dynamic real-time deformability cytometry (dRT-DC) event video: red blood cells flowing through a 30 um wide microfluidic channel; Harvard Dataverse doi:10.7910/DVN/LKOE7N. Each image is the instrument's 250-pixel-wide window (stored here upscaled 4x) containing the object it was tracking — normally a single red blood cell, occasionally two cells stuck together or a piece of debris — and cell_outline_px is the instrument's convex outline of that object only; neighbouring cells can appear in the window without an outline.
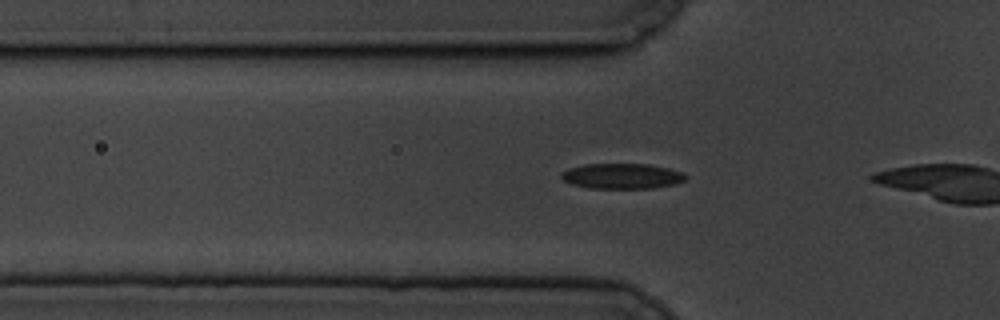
{"species": "common noctule bat (a hibernating species)", "species_latin": "Nyctalus noctula", "temperature_condition": "cold", "stored_images_in_passage": 11, "camera_frame_rate_fps": 3000, "um_per_image_px": 0.085, "animal": {"sex": "male", "body_mass_g": 19.5, "forearm_length_mm": 54.6}, "frame": {"image": 1, "passage_image": 4, "time_ms": 1.0, "image_size_px": [1000, 320], "cell_outline_px": [[688, 176], [684, 180], [676, 184], [652, 188], [588, 188], [572, 184], [564, 180], [560, 176], [560, 172], [568, 168], [584, 164], [648, 164], [668, 168], [684, 172]], "centroid_in_image_um": [52.87, 14.96], "position_along_channel_um": 72.9, "area_um2": 18.5}}
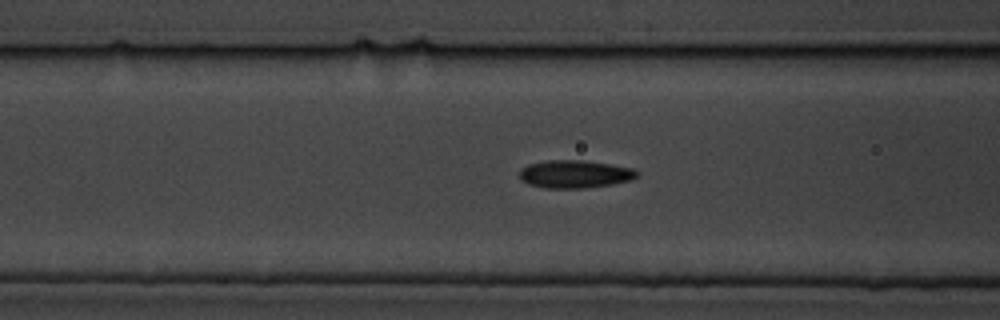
{"frame": {"image": 2, "passage_image": 8, "time_ms": 2.333, "image_size_px": [1000, 320], "cell_outline_px": [[640, 172], [632, 180], [612, 184], [584, 188], [544, 188], [528, 184], [520, 180], [520, 168], [528, 164], [548, 160], [584, 160], [632, 168]], "centroid_in_image_um": [48.83, 14.8], "position_along_channel_um": 117.8, "area_um2": 19.13}}